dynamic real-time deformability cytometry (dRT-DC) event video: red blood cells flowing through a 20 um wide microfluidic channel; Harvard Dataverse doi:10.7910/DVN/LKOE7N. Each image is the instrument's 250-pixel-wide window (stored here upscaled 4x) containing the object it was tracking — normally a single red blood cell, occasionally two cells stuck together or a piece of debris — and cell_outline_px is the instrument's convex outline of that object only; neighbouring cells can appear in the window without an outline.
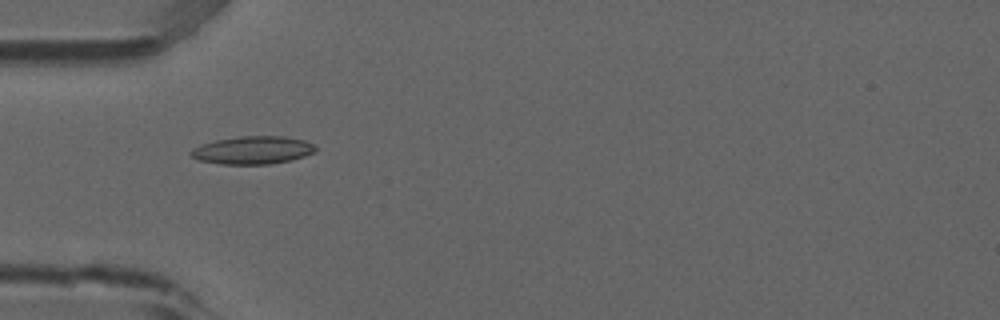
{"species": "common noctule bat (a hibernating species)", "species_latin": "Nyctalus noctula", "temperature_condition": "room temperature", "stored_images_in_passage": 9, "camera_frame_rate_fps": 3000, "um_per_image_px": 0.085, "animal": {"sex": "male", "forearm_length_mm": 52.5}, "frame": {"image": 1, "passage_image": 4, "time_ms": 1.0, "image_size_px": [1000, 320], "cell_outline_px": [[316, 152], [292, 160], [268, 164], [220, 164], [200, 160], [192, 156], [188, 152], [192, 148], [200, 144], [216, 140], [240, 136], [284, 136], [304, 140], [312, 144], [316, 148]], "centroid_in_image_um": [21.47, 12.76], "position_along_channel_um": 63.5, "area_um2": 20.29}}
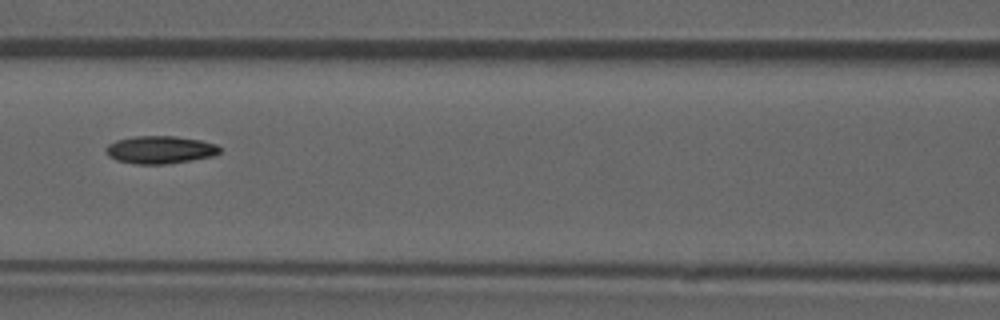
{"frame": {"image": 2, "passage_image": 6, "time_ms": 1.667, "image_size_px": [1000, 320], "cell_outline_px": [[220, 152], [212, 156], [192, 160], [164, 164], [132, 164], [116, 160], [108, 156], [104, 152], [104, 148], [108, 144], [116, 140], [132, 136], [176, 136], [200, 140], [216, 144], [220, 148]], "centroid_in_image_um": [13.55, 12.73], "position_along_channel_um": 153.1, "area_um2": 18.55}}